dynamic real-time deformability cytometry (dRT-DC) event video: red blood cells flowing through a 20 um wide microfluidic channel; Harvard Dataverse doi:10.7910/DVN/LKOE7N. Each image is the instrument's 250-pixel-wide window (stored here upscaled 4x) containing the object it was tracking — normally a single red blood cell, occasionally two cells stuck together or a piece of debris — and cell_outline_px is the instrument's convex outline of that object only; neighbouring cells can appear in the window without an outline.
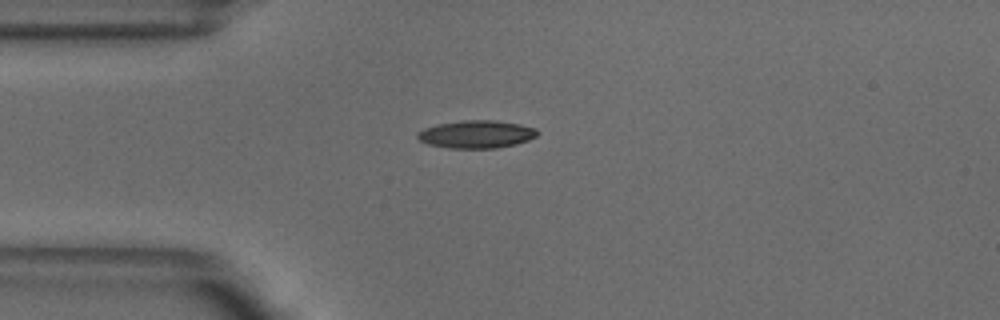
{"species": "common noctule bat (a hibernating species)", "species_latin": "Nyctalus noctula", "temperature_condition": "warm", "stored_images_in_passage": 40, "camera_frame_rate_fps": 3000, "um_per_image_px": 0.085, "animal": {"sex": "male", "body_mass_g": 18.8}, "frame": {"image": 1, "passage_image": 1, "time_ms": 0.0, "image_size_px": [1000, 320], "cell_outline_px": [[536, 136], [528, 140], [516, 144], [496, 148], [448, 148], [428, 144], [420, 140], [416, 136], [416, 132], [424, 128], [436, 124], [460, 120], [496, 120], [520, 124], [536, 128]], "centroid_in_image_um": [40.46, 11.4], "position_along_channel_um": 44.5, "area_um2": 19.48}}
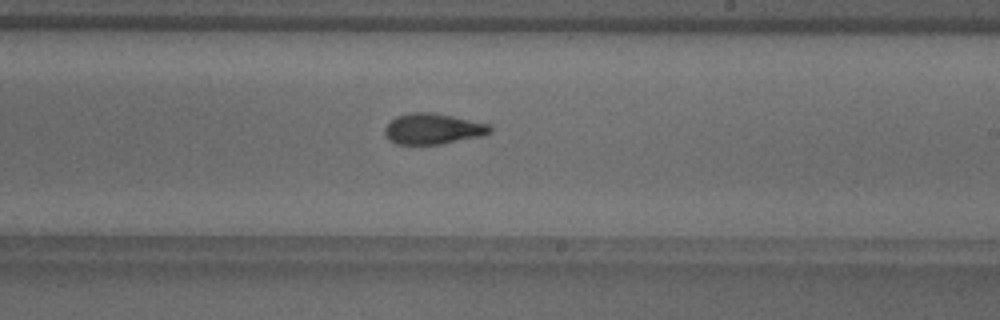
{"frame": {"image": 2, "passage_image": 18, "time_ms": 5.667, "image_size_px": [1000, 320], "cell_outline_px": [[492, 132], [484, 136], [440, 144], [396, 144], [388, 140], [384, 132], [384, 128], [396, 116], [408, 112], [432, 112], [492, 124]], "centroid_in_image_um": [36.83, 10.95], "position_along_channel_um": 252.2, "area_um2": 19.13}}
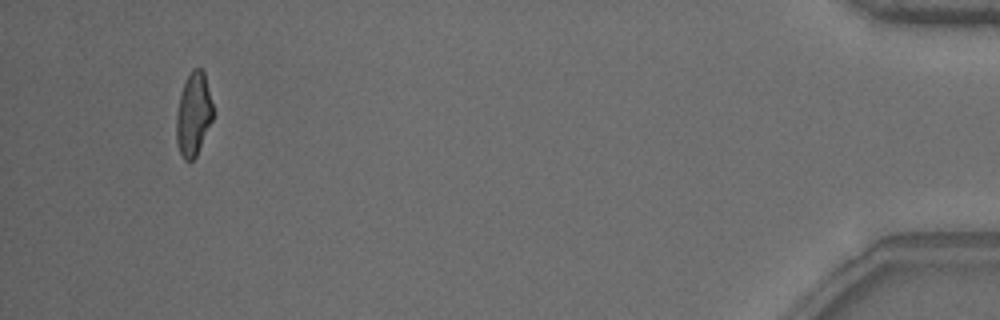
{"frame": {"image": 3, "passage_image": 37, "time_ms": 12.0, "image_size_px": [1000, 320], "cell_outline_px": [[212, 120], [196, 156], [192, 160], [184, 160], [180, 152], [176, 140], [176, 112], [180, 96], [184, 84], [192, 68], [200, 68], [204, 72], [212, 104]], "centroid_in_image_um": [16.43, 9.72], "position_along_channel_um": 418.8, "area_um2": 17.46}, "authors_computed_cell_mechanics": {"area_um2": 18.7272, "velocity_mm_per_s": 3.8962, "shape_relaxation_time_tau1_ms": 6.7334, "shape_relaxation_time_tau2_ms": 2.0886, "deformation_change_tau1": 0.2098, "deformation_change_tau2": 0.1062}}